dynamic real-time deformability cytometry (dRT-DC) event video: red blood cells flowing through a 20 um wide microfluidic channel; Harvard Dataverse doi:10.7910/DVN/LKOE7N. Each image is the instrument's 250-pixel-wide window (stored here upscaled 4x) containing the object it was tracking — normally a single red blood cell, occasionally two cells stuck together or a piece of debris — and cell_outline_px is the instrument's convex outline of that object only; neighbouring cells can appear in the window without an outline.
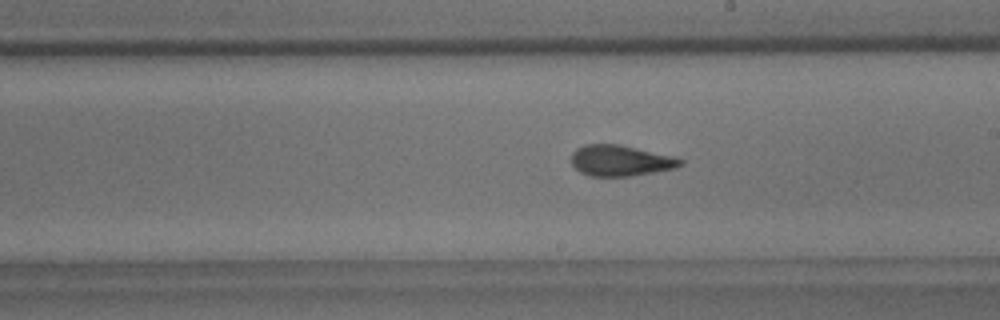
{"species": "common noctule bat (a hibernating species)", "species_latin": "Nyctalus noctula", "temperature_condition": "room temperature", "stored_images_in_passage": 37, "camera_frame_rate_fps": 3000, "um_per_image_px": 0.085, "animal": {"sex": "male", "body_mass_g": 18.8}, "frame": {"image": 1, "passage_image": 31, "time_ms": 10.0, "image_size_px": [1000, 320], "cell_outline_px": [[684, 164], [676, 168], [632, 176], [588, 176], [580, 172], [572, 164], [572, 152], [576, 148], [584, 144], [620, 144], [672, 156], [684, 160]], "centroid_in_image_um": [52.74, 13.65], "position_along_channel_um": 236.3, "area_um2": 19.71}}